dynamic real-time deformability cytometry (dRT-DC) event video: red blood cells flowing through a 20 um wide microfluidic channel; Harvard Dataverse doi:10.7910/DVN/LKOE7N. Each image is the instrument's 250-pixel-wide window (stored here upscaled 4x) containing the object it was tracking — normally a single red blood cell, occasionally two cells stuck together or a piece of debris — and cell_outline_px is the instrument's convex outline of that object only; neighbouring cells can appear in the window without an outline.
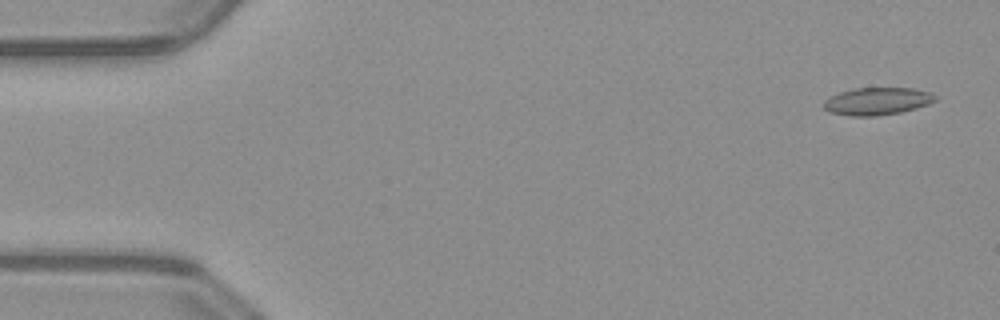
{"species": "common noctule bat (a hibernating species)", "species_latin": "Nyctalus noctula", "temperature_condition": "warm", "stored_images_in_passage": 46, "camera_frame_rate_fps": 3000, "um_per_image_px": 0.085, "animal": {"sex": "male", "body_mass_g": 23.1, "forearm_length_mm": 52.7}, "frame": {"image": 1, "passage_image": 2, "time_ms": 0.333, "image_size_px": [1000, 320], "cell_outline_px": [[936, 100], [928, 104], [900, 112], [872, 116], [852, 116], [832, 112], [824, 108], [824, 100], [840, 92], [856, 88], [912, 88], [928, 92], [936, 96]], "centroid_in_image_um": [74.56, 8.6], "position_along_channel_um": 10.4, "area_um2": 17.46}}
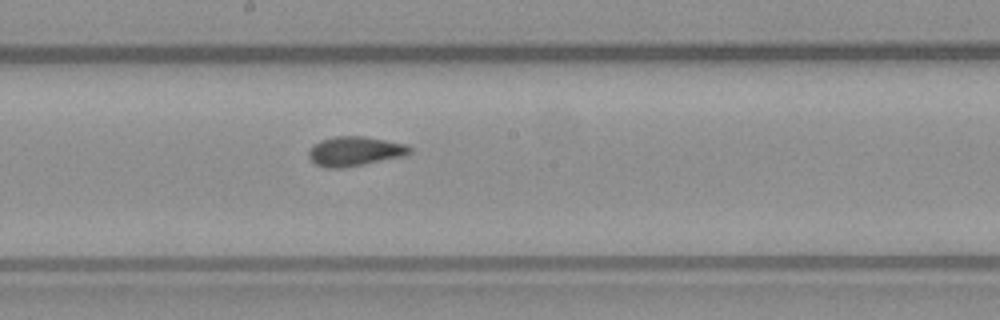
{"frame": {"image": 2, "passage_image": 27, "time_ms": 8.667, "image_size_px": [1000, 320], "cell_outline_px": [[412, 152], [404, 156], [344, 168], [328, 168], [316, 164], [308, 156], [308, 152], [320, 140], [336, 136], [364, 136], [404, 144], [412, 148]], "centroid_in_image_um": [30.17, 12.86], "position_along_channel_um": 218.0, "area_um2": 17.17}}
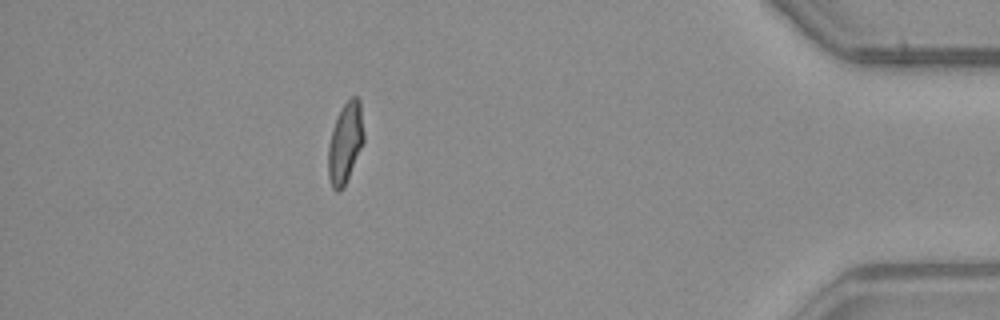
{"frame": {"image": 3, "passage_image": 45, "time_ms": 14.667, "image_size_px": [1000, 320], "cell_outline_px": [[364, 140], [344, 188], [340, 192], [336, 192], [332, 188], [328, 176], [328, 148], [332, 128], [336, 116], [340, 108], [352, 96], [356, 96], [360, 100], [364, 132]], "centroid_in_image_um": [29.33, 12.15], "position_along_channel_um": 405.9, "area_um2": 16.94}}